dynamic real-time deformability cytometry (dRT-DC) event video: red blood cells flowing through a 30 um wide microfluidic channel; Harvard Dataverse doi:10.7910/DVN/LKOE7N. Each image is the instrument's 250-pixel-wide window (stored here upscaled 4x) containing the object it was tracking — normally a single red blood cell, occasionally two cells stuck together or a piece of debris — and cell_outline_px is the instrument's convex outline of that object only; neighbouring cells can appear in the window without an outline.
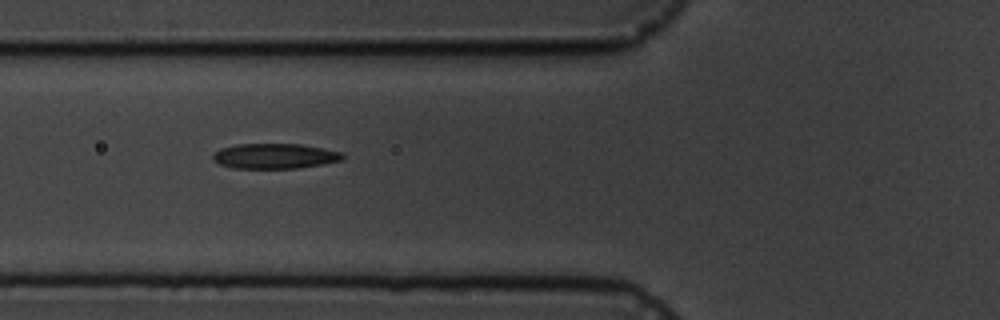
{"species": "common noctule bat (a hibernating species)", "species_latin": "Nyctalus noctula", "temperature_condition": "cold", "stored_images_in_passage": 9, "camera_frame_rate_fps": 3000, "um_per_image_px": 0.085, "animal": {"sex": "male", "body_mass_g": 19.5, "forearm_length_mm": 54.6}, "frame": {"image": 1, "passage_image": 6, "time_ms": 6.667, "image_size_px": [1000, 320], "cell_outline_px": [[344, 156], [340, 160], [300, 168], [232, 168], [220, 164], [212, 160], [212, 156], [220, 148], [236, 144], [300, 144], [324, 148], [340, 152]], "centroid_in_image_um": [23.3, 13.26], "position_along_channel_um": 102.5, "area_um2": 18.9}}
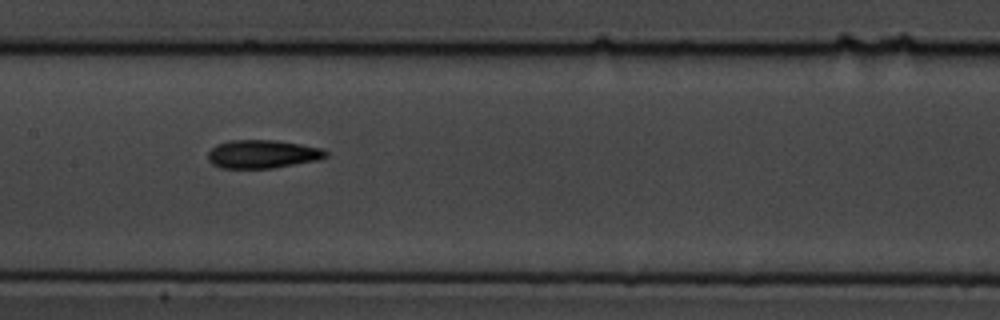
{"frame": {"image": 2, "passage_image": 8, "time_ms": 9.0, "image_size_px": [1000, 320], "cell_outline_px": [[328, 156], [320, 160], [272, 168], [220, 168], [212, 164], [208, 160], [208, 152], [216, 144], [228, 140], [276, 140], [324, 148], [328, 152]], "centroid_in_image_um": [22.33, 13.09], "position_along_channel_um": 185.1, "area_um2": 19.71}}
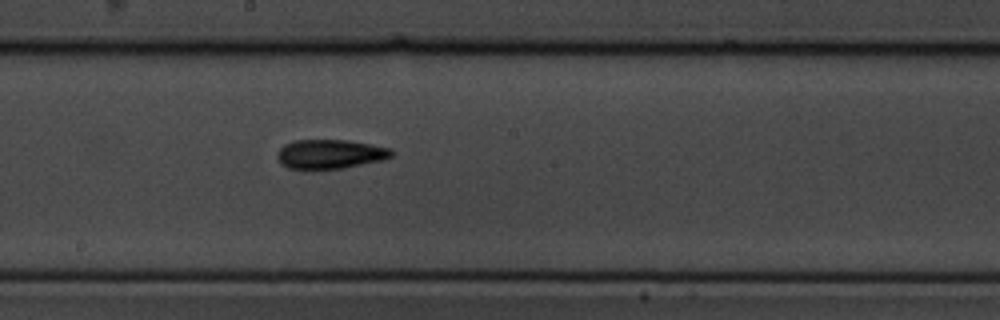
{"frame": {"image": 3, "passage_image": 9, "time_ms": 10.0, "image_size_px": [1000, 320], "cell_outline_px": [[392, 156], [384, 160], [344, 168], [288, 168], [280, 164], [276, 156], [280, 148], [284, 144], [296, 140], [348, 140], [388, 148], [392, 152]], "centroid_in_image_um": [28.03, 13.09], "position_along_channel_um": 220.2, "area_um2": 19.25}}